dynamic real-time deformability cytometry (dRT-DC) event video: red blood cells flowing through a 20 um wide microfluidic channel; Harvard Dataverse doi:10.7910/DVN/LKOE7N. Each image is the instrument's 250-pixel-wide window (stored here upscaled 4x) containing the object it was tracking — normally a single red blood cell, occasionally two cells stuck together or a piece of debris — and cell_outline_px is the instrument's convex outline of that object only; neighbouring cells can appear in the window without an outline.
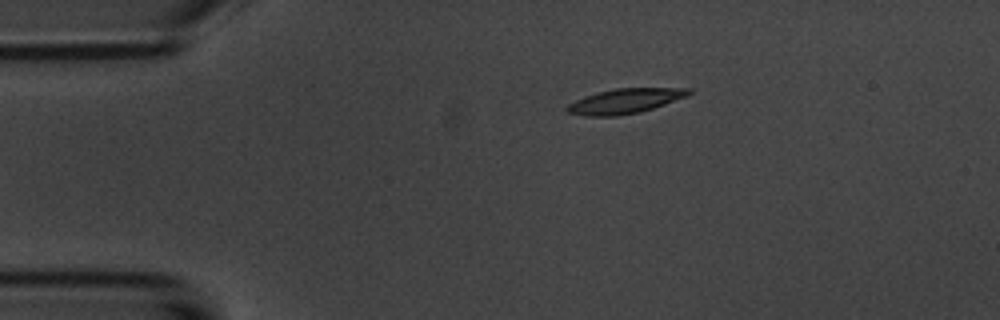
{"species": "common noctule bat (a hibernating species)", "species_latin": "Nyctalus noctula", "temperature_condition": "room temperature", "stored_images_in_passage": 3, "camera_frame_rate_fps": 3000, "um_per_image_px": 0.085, "animal": {"sex": "male", "body_mass_g": 20.1, "forearm_length_mm": 53.5}, "frame": {"image": 1, "passage_image": 1, "time_ms": 0.0, "image_size_px": [1000, 320], "cell_outline_px": [[692, 92], [688, 96], [640, 112], [616, 116], [584, 116], [568, 112], [564, 108], [568, 104], [584, 96], [596, 92], [616, 88], [692, 88]], "centroid_in_image_um": [53.11, 8.58], "position_along_channel_um": 31.9, "area_um2": 17.63}}
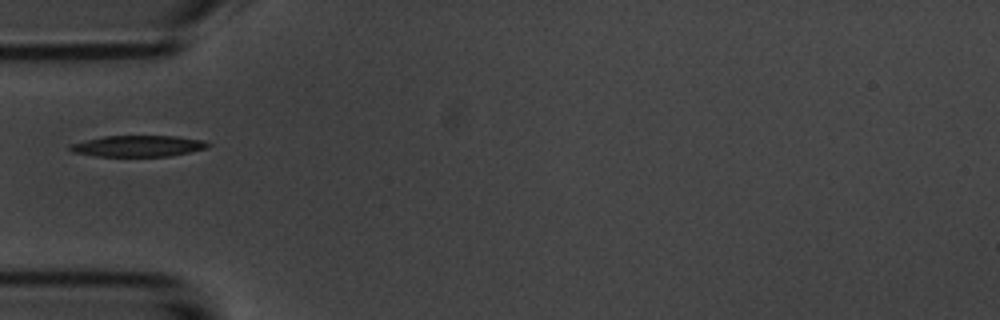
{"frame": {"image": 2, "passage_image": 3, "time_ms": 2.333, "image_size_px": [1000, 320], "cell_outline_px": [[212, 144], [208, 148], [168, 156], [96, 156], [72, 152], [68, 148], [68, 144], [104, 136], [176, 136], [204, 140]], "centroid_in_image_um": [11.73, 12.41], "position_along_channel_um": 73.3, "area_um2": 17.05}}